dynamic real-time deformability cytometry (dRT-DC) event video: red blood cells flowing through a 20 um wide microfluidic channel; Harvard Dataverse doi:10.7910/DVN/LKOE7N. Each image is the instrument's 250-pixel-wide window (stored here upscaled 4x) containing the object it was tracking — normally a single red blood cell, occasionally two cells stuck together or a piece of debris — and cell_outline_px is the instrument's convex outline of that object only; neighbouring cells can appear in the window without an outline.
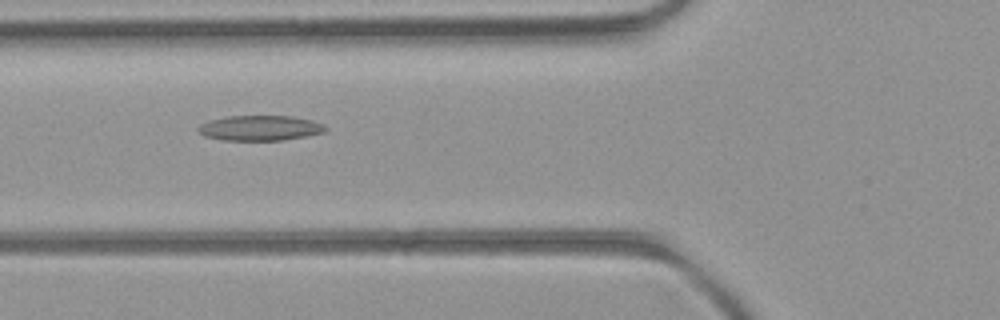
{"species": "common noctule bat (a hibernating species)", "species_latin": "Nyctalus noctula", "temperature_condition": "room temperature", "stored_images_in_passage": 33, "camera_frame_rate_fps": 3000, "um_per_image_px": 0.085, "animal": {"sex": "female", "body_mass_g": 21.9}, "frame": {"image": 1, "passage_image": 3, "time_ms": 0.667, "image_size_px": [1000, 320], "cell_outline_px": [[328, 128], [324, 132], [284, 140], [224, 140], [204, 136], [196, 128], [200, 124], [208, 120], [228, 116], [292, 116], [312, 120], [324, 124]], "centroid_in_image_um": [22.09, 10.87], "position_along_channel_um": 103.7, "area_um2": 18.67}}
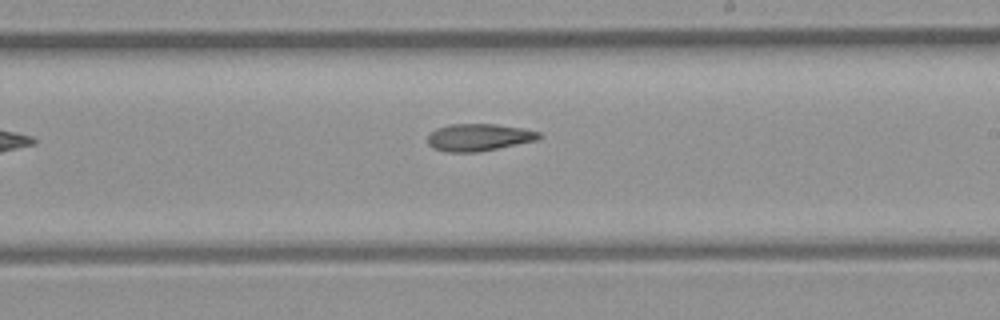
{"frame": {"image": 2, "passage_image": 13, "time_ms": 4.0, "image_size_px": [1000, 320], "cell_outline_px": [[544, 136], [536, 140], [476, 152], [444, 152], [432, 148], [428, 144], [428, 136], [436, 128], [448, 124], [496, 124], [524, 128], [540, 132]], "centroid_in_image_um": [40.68, 11.66], "position_along_channel_um": 248.3, "area_um2": 17.69}}
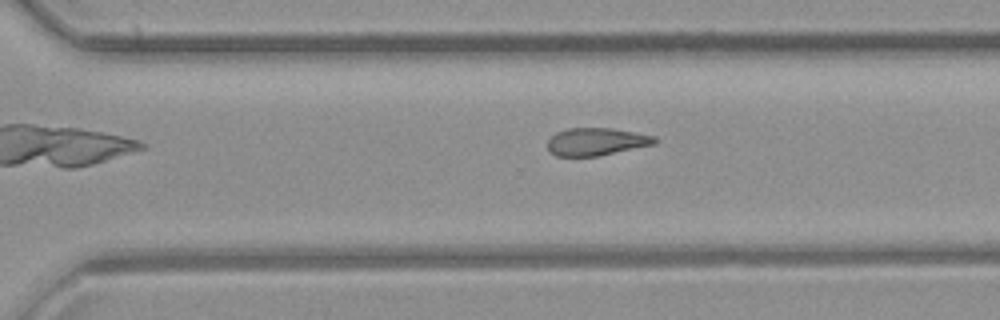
{"frame": {"image": 3, "passage_image": 18, "time_ms": 5.667, "image_size_px": [1000, 320], "cell_outline_px": [[656, 144], [600, 156], [556, 156], [548, 152], [548, 140], [556, 132], [568, 128], [612, 128], [656, 136]], "centroid_in_image_um": [50.69, 12.05], "position_along_channel_um": 319.9, "area_um2": 17.4}}